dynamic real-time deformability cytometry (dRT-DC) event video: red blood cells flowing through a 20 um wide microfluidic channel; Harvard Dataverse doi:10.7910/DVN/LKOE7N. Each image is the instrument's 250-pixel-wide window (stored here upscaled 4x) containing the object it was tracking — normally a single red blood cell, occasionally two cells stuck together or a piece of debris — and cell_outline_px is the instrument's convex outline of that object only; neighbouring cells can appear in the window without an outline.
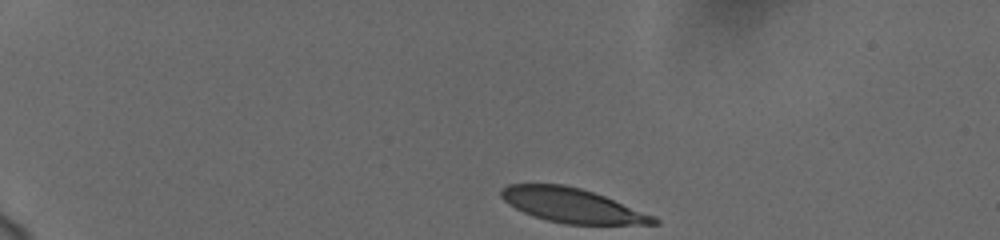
{"species": "human", "species_latin": "Homo sapiens", "temperature_condition": "cold", "stored_images_in_passage": 45, "camera_frame_rate_fps": 3000, "um_per_image_px": 0.085, "donor": {"sex": "female"}, "frame": {"image": 1, "passage_image": 1, "time_ms": 0.0, "image_size_px": [1000, 240], "cell_outline_px": [[660, 224], [564, 224], [532, 216], [508, 204], [500, 196], [500, 188], [508, 184], [564, 184], [580, 188], [604, 196], [652, 216], [660, 220]], "centroid_in_image_um": [48.56, 17.45], "position_along_channel_um": 36.4, "area_um2": 30.17}}
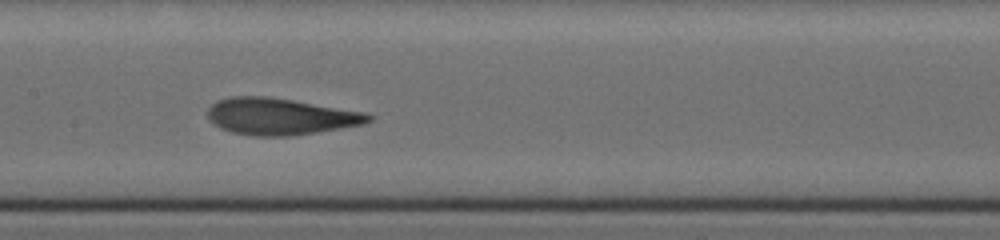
{"frame": {"image": 2, "passage_image": 20, "time_ms": 6.333, "image_size_px": [1000, 240], "cell_outline_px": [[372, 120], [364, 124], [292, 136], [256, 136], [232, 132], [220, 128], [212, 124], [208, 120], [208, 108], [216, 100], [232, 96], [268, 96], [364, 112], [372, 116]], "centroid_in_image_um": [23.77, 9.9], "position_along_channel_um": 183.6, "area_um2": 34.33}}
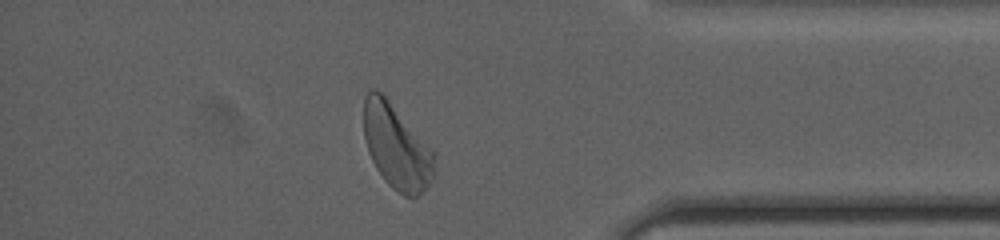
{"frame": {"image": 3, "passage_image": 39, "time_ms": 12.667, "image_size_px": [1000, 240], "cell_outline_px": [[436, 172], [420, 196], [404, 196], [392, 188], [384, 180], [376, 168], [368, 152], [364, 136], [364, 96], [372, 88], [376, 88], [388, 100], [436, 152]], "centroid_in_image_um": [33.73, 12.5], "position_along_channel_um": 401.5, "area_um2": 34.97}, "authors_computed_cell_mechanics": {"area_um2": 33.6396, "velocity_mm_per_s": 3.7019, "shape_relaxation_time_tau1_ms": 3.2243, "shape_relaxation_time_tau2_ms": 1.1561, "deformation_change_tau1": 0.151, "deformation_change_tau2": 0.0723}}